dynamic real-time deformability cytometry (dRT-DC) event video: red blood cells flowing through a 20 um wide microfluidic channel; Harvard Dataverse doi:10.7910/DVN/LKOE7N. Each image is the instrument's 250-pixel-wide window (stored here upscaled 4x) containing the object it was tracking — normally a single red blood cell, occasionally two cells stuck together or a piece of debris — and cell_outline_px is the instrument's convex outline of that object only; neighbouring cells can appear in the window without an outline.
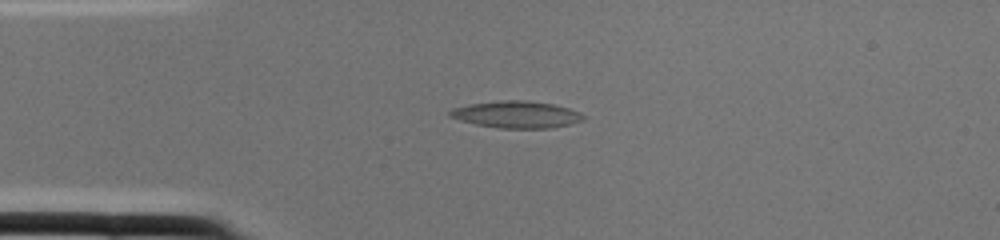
{"species": "common noctule bat (a hibernating species)", "species_latin": "Nyctalus noctula", "temperature_condition": "cold", "stored_images_in_passage": 1, "camera_frame_rate_fps": 3000, "um_per_image_px": 0.085, "animal": {"sex": "female", "body_mass_g": 22.0, "forearm_length_mm": 56.7}, "frame": {"image": 1, "passage_image": 1, "time_ms": 0.0, "image_size_px": [1000, 240], "cell_outline_px": [[588, 116], [584, 120], [552, 128], [500, 128], [476, 124], [460, 120], [448, 116], [448, 112], [452, 108], [468, 104], [500, 100], [528, 100], [552, 104], [568, 108], [580, 112]], "centroid_in_image_um": [43.91, 9.72], "position_along_channel_um": 41.1, "area_um2": 21.04}}